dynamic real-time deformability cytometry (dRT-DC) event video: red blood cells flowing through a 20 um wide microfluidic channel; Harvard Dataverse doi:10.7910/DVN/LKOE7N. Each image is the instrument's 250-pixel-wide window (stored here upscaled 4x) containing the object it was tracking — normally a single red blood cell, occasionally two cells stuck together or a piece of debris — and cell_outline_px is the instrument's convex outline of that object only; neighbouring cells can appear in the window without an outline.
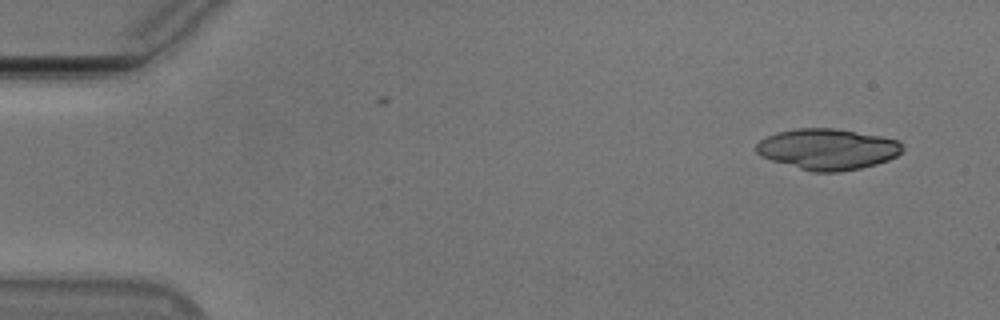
{"species": "Egyptian fruit bat (a non-hibernating species)", "species_latin": "Rousettus aegyptiacus", "temperature_condition": "cold", "stored_images_in_passage": 5, "camera_frame_rate_fps": 3000, "um_per_image_px": 0.085, "animal": {"sex": "male"}, "frame": {"image": 1, "passage_image": 1, "time_ms": 0.0, "image_size_px": [1000, 320], "cell_outline_px": [[904, 148], [896, 156], [888, 160], [876, 164], [860, 168], [840, 172], [812, 172], [772, 160], [760, 156], [756, 152], [756, 144], [760, 140], [776, 132], [796, 128], [832, 128], [880, 136], [900, 140]], "centroid_in_image_um": [70.34, 12.68], "position_along_channel_um": 14.7, "area_um2": 34.85}}